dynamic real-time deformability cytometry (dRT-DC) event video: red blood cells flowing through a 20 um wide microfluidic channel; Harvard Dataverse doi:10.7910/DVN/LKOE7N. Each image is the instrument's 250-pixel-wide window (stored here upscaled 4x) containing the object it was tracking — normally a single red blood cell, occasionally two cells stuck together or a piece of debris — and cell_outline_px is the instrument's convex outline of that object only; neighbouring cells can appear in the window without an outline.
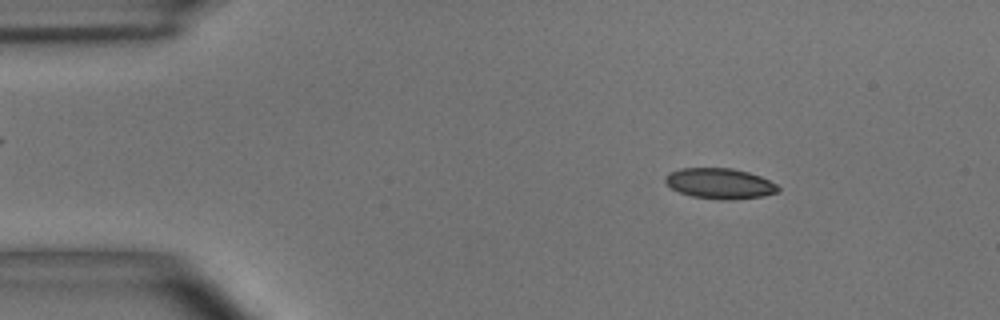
{"species": "common noctule bat (a hibernating species)", "species_latin": "Nyctalus noctula", "temperature_condition": "room temperature", "stored_images_in_passage": 47, "camera_frame_rate_fps": 3000, "um_per_image_px": 0.085, "animal": {"sex": "male", "body_mass_g": 15.6}, "frame": {"image": 1, "passage_image": 1, "time_ms": 0.0, "image_size_px": [1000, 320], "cell_outline_px": [[780, 188], [776, 192], [764, 196], [732, 200], [720, 200], [692, 196], [680, 192], [672, 188], [664, 180], [664, 176], [668, 172], [680, 168], [732, 168], [748, 172], [760, 176], [776, 184]], "centroid_in_image_um": [61.16, 15.59], "position_along_channel_um": 23.8, "area_um2": 20.11}}
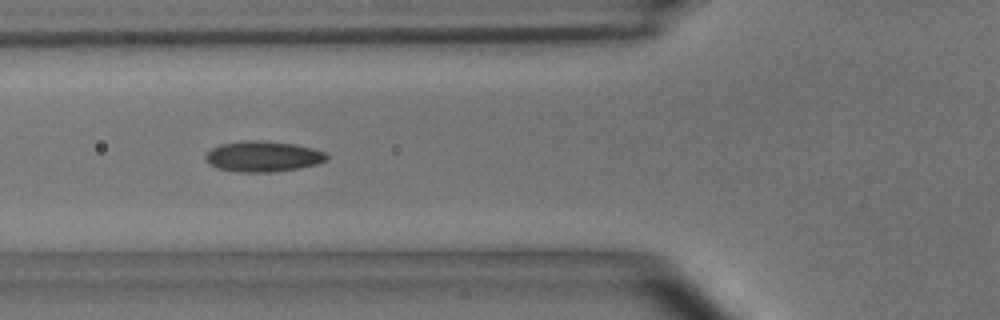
{"frame": {"image": 2, "passage_image": 13, "time_ms": 4.0, "image_size_px": [1000, 320], "cell_outline_px": [[328, 160], [316, 164], [300, 168], [276, 172], [236, 172], [216, 168], [208, 164], [204, 160], [204, 156], [212, 148], [220, 144], [248, 140], [256, 140], [292, 144], [312, 148], [324, 152], [328, 156]], "centroid_in_image_um": [22.32, 13.31], "position_along_channel_um": 103.5, "area_um2": 21.73}}
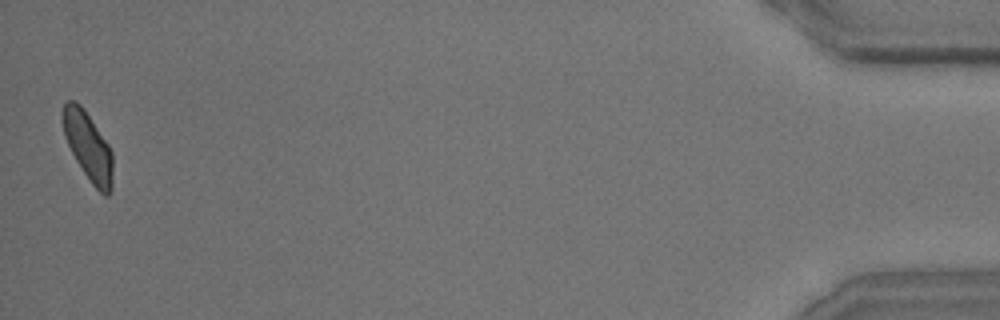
{"frame": {"image": 3, "passage_image": 47, "time_ms": 15.333, "image_size_px": [1000, 320], "cell_outline_px": [[112, 188], [108, 196], [104, 196], [92, 184], [76, 160], [68, 144], [64, 132], [60, 116], [60, 112], [64, 104], [68, 100], [76, 100], [84, 108], [108, 144], [112, 152]], "centroid_in_image_um": [7.47, 12.4], "position_along_channel_um": 427.7, "area_um2": 19.94}, "authors_computed_cell_mechanics": {"area_um2": 20.4034, "velocity_mm_per_s": 3.6576, "shape_relaxation_time_tau1_ms": 4.0978, "shape_relaxation_time_tau2_ms": 1.435, "deformation_change_tau1": 0.1272, "deformation_change_tau2": 0.0664}}